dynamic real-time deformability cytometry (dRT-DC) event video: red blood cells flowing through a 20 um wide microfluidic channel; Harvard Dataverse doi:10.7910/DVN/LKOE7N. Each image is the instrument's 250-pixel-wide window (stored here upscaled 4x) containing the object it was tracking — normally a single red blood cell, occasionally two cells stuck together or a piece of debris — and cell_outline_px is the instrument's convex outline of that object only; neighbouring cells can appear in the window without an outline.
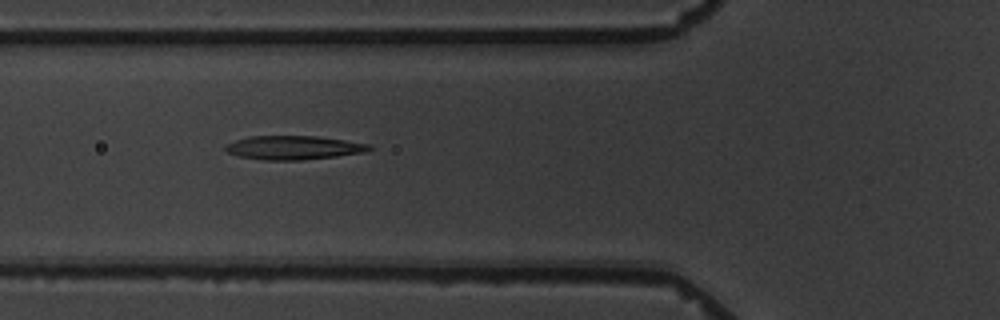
{"species": "common noctule bat (a hibernating species)", "species_latin": "Nyctalus noctula", "temperature_condition": "warm", "stored_images_in_passage": 12, "camera_frame_rate_fps": 3000, "um_per_image_px": 0.085, "animal": {"sex": "male", "body_mass_g": 19.5, "forearm_length_mm": 54.6}, "frame": {"image": 1, "passage_image": 6, "time_ms": 6.667, "image_size_px": [1000, 320], "cell_outline_px": [[372, 148], [364, 152], [336, 156], [304, 160], [264, 160], [240, 156], [228, 152], [224, 148], [224, 144], [248, 136], [316, 136], [372, 144]], "centroid_in_image_um": [24.95, 12.54], "position_along_channel_um": 100.9, "area_um2": 19.94}}
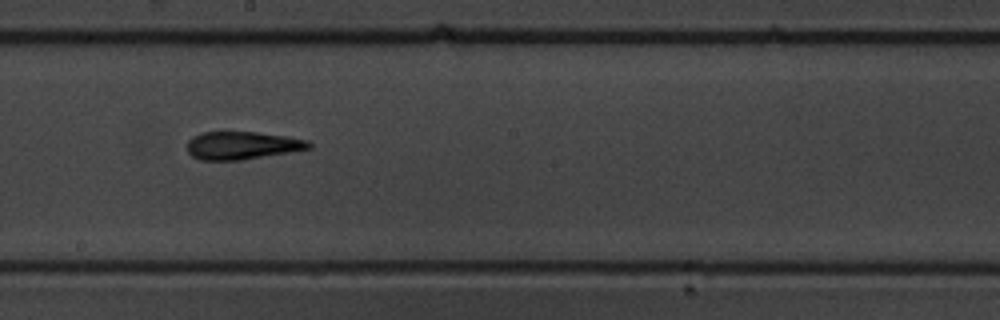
{"frame": {"image": 2, "passage_image": 9, "time_ms": 10.333, "image_size_px": [1000, 320], "cell_outline_px": [[312, 148], [292, 152], [240, 160], [200, 160], [192, 156], [188, 152], [188, 140], [192, 136], [200, 132], [256, 132], [284, 136], [308, 140], [312, 144]], "centroid_in_image_um": [20.58, 12.36], "position_along_channel_um": 227.6, "area_um2": 19.83}}
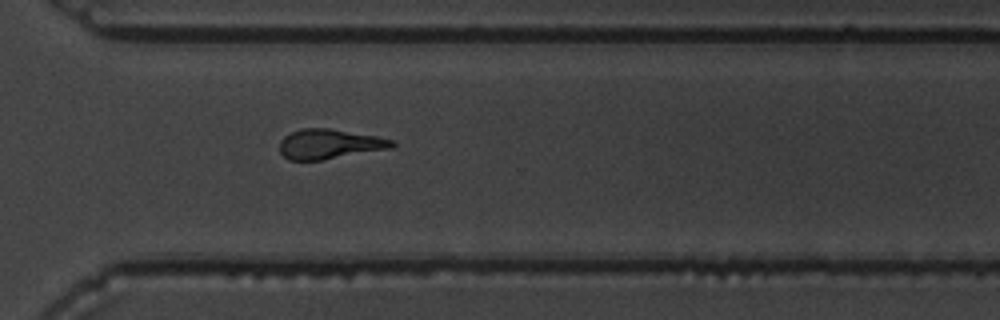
{"frame": {"image": 3, "passage_image": 12, "time_ms": 13.667, "image_size_px": [1000, 320], "cell_outline_px": [[396, 144], [392, 148], [320, 160], [288, 160], [280, 152], [280, 140], [284, 136], [300, 128], [328, 128], [376, 136], [396, 140]], "centroid_in_image_um": [28.01, 12.24], "position_along_channel_um": 342.6, "area_um2": 19.48}}